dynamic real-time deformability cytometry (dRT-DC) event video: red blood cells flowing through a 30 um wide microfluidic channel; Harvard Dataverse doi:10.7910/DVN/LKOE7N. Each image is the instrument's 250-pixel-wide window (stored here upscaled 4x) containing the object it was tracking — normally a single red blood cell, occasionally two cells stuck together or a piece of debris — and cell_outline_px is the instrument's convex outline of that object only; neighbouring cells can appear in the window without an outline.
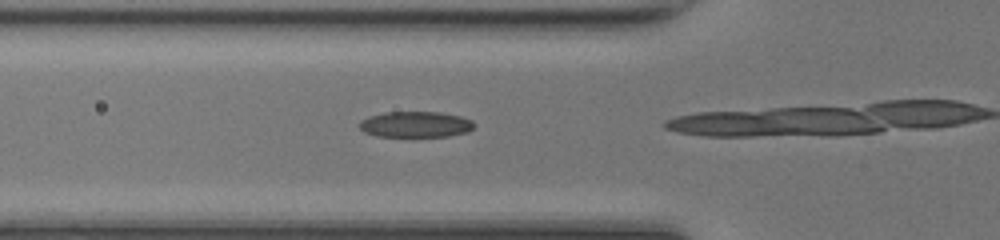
{"species": "common noctule bat (a hibernating species)", "species_latin": "Nyctalus noctula", "temperature_condition": "room temperature", "stored_images_in_passage": 16, "camera_frame_rate_fps": 3000, "um_per_image_px": 0.085, "animal": {"sex": "female", "body_mass_g": 17.0, "forearm_length_mm": 48.0}, "frame": {"image": 1, "passage_image": 13, "time_ms": 4.0, "image_size_px": [1000, 240], "cell_outline_px": [[476, 124], [468, 132], [448, 136], [376, 136], [364, 132], [360, 128], [360, 120], [368, 116], [384, 112], [440, 112], [460, 116], [472, 120]], "centroid_in_image_um": [35.32, 10.57], "position_along_channel_um": 90.5, "area_um2": 17.34}}